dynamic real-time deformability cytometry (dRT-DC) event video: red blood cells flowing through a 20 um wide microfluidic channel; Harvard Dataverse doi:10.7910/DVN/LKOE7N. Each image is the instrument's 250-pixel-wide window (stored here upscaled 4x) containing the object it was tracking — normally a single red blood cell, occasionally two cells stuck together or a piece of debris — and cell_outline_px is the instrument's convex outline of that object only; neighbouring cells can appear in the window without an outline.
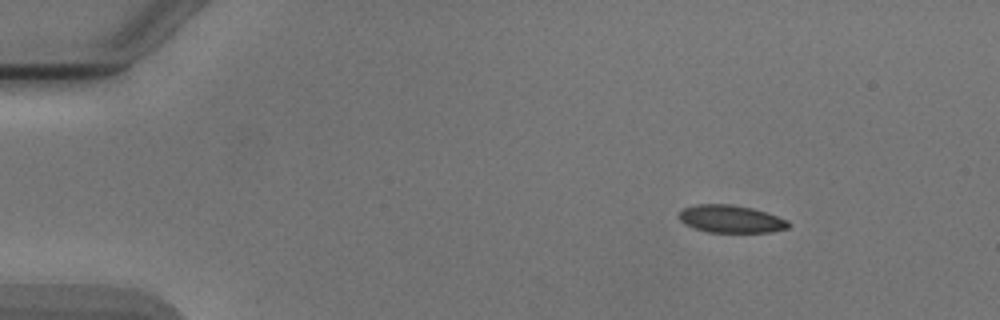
{"species": "Egyptian fruit bat (a non-hibernating species)", "species_latin": "Rousettus aegyptiacus", "temperature_condition": "cold", "stored_images_in_passage": 41, "camera_frame_rate_fps": 3000, "um_per_image_px": 0.085, "animal": {"sex": "male"}, "frame": {"image": 1, "passage_image": 1, "time_ms": 0.0, "image_size_px": [1000, 320], "cell_outline_px": [[788, 228], [772, 232], [708, 232], [692, 228], [684, 224], [680, 220], [680, 212], [684, 208], [700, 204], [728, 204], [752, 208], [788, 220]], "centroid_in_image_um": [62.1, 18.62], "position_along_channel_um": 22.9, "area_um2": 17.4}}
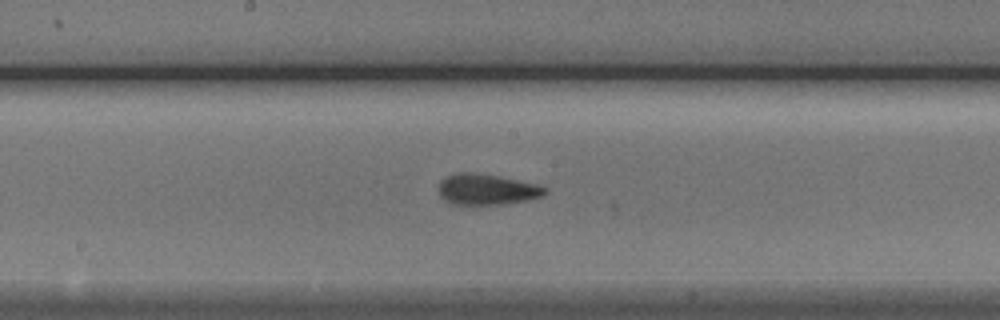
{"frame": {"image": 2, "passage_image": 22, "time_ms": 7.0, "image_size_px": [1000, 320], "cell_outline_px": [[548, 192], [544, 196], [528, 200], [500, 204], [452, 204], [444, 200], [440, 196], [440, 180], [444, 176], [460, 172], [472, 172], [496, 176], [536, 184], [548, 188]], "centroid_in_image_um": [41.38, 16.1], "position_along_channel_um": 206.8, "area_um2": 19.02}}
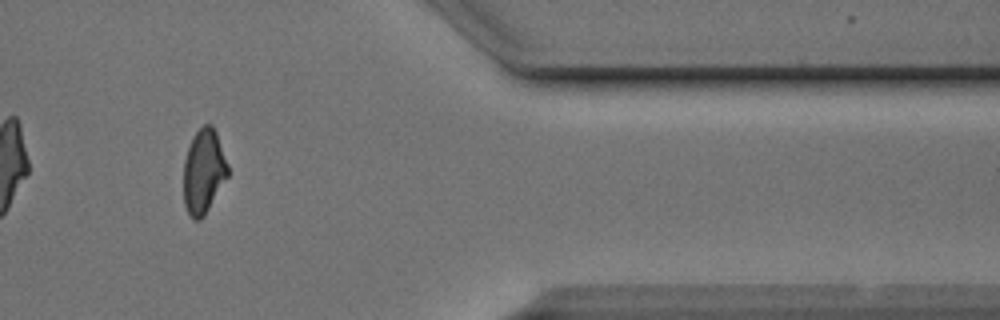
{"frame": {"image": 3, "passage_image": 37, "time_ms": 12.0, "image_size_px": [1000, 320], "cell_outline_px": [[228, 176], [204, 216], [200, 220], [192, 220], [184, 204], [184, 160], [192, 136], [204, 124], [212, 124], [216, 132], [228, 164]], "centroid_in_image_um": [17.31, 14.57], "position_along_channel_um": 394.1, "area_um2": 21.73}, "authors_computed_cell_mechanics": {"area_um2": 18.7272, "velocity_mm_per_s": 3.8815, "shape_relaxation_time_tau1_ms": 4.9026, "shape_relaxation_time_tau2_ms": 1.347, "deformation_change_tau1": 0.143, "deformation_change_tau2": 0.0804}}